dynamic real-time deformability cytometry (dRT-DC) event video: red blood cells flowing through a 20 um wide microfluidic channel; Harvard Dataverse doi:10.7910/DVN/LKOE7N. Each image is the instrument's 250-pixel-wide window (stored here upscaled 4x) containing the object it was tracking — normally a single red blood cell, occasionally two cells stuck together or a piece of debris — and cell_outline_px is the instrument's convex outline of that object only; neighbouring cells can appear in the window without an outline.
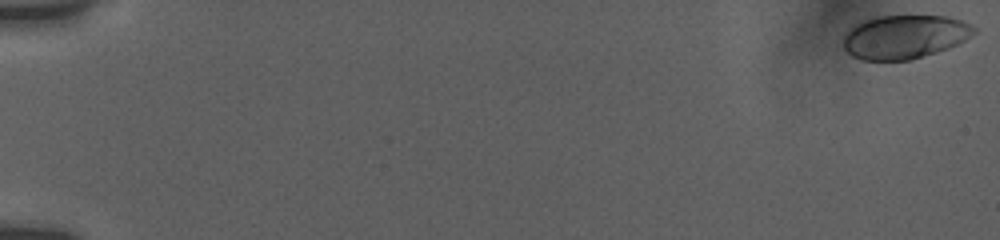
{"species": "human", "species_latin": "Homo sapiens", "temperature_condition": "room temperature", "stored_images_in_passage": 28, "camera_frame_rate_fps": 3000, "um_per_image_px": 0.085, "donor": {"sex": "female"}, "frame": {"image": 1, "passage_image": 1, "time_ms": 0.0, "image_size_px": [1000, 240], "cell_outline_px": [[976, 32], [964, 40], [948, 48], [936, 52], [908, 60], [860, 60], [852, 56], [844, 48], [844, 36], [848, 28], [852, 24], [864, 20], [880, 16], [948, 16], [964, 20], [976, 28]], "centroid_in_image_um": [76.87, 3.12], "position_along_channel_um": 8.1, "area_um2": 33.35}}
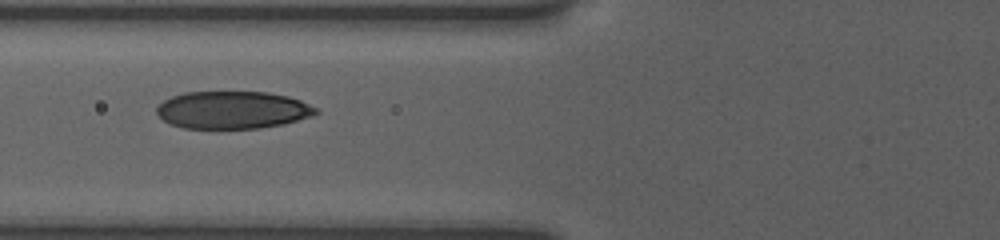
{"frame": {"image": 2, "passage_image": 20, "time_ms": 7.667, "image_size_px": [1000, 240], "cell_outline_px": [[320, 112], [312, 116], [284, 124], [260, 128], [184, 128], [172, 124], [164, 120], [156, 112], [156, 108], [164, 100], [172, 96], [184, 92], [268, 92], [288, 96], [300, 100], [316, 108]], "centroid_in_image_um": [19.79, 9.34], "position_along_channel_um": 106.0, "area_um2": 34.74}}
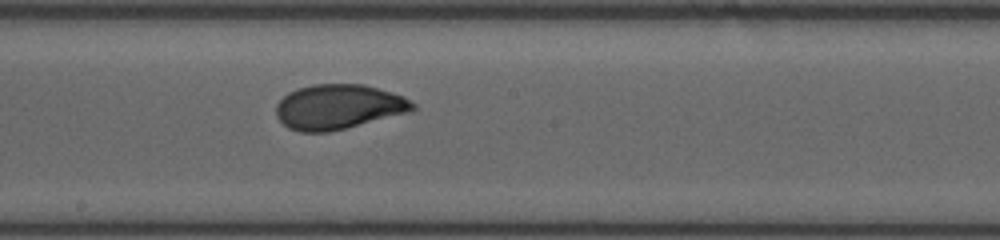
{"frame": {"image": 3, "passage_image": 28, "time_ms": 10.667, "image_size_px": [1000, 240], "cell_outline_px": [[416, 108], [412, 112], [328, 132], [300, 132], [288, 128], [276, 116], [276, 104], [288, 92], [296, 88], [312, 84], [364, 84], [404, 96], [416, 104]], "centroid_in_image_um": [28.78, 9.08], "position_along_channel_um": 219.4, "area_um2": 35.89}}